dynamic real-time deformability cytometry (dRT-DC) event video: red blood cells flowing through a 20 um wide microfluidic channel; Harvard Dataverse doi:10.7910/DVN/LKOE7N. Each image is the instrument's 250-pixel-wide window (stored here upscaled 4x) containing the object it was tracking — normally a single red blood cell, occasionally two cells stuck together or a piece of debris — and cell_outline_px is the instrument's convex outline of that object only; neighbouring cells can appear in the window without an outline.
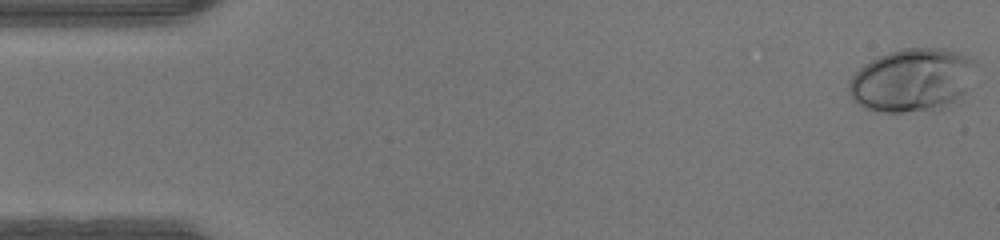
{"species": "human", "species_latin": "Homo sapiens", "temperature_condition": "warm", "stored_images_in_passage": 47, "camera_frame_rate_fps": 3000, "um_per_image_px": 0.085, "donor": {"sex": "male"}, "frame": {"image": 1, "passage_image": 1, "time_ms": 0.0, "image_size_px": [1000, 240], "cell_outline_px": [[976, 64], [964, 92], [960, 96], [940, 108], [904, 112], [884, 112], [868, 108], [852, 100], [848, 92], [848, 84], [852, 76], [864, 64], [888, 52], [904, 48], [944, 48], [960, 52], [972, 56]], "centroid_in_image_um": [77.51, 6.78], "position_along_channel_um": 7.5, "area_um2": 46.24}}
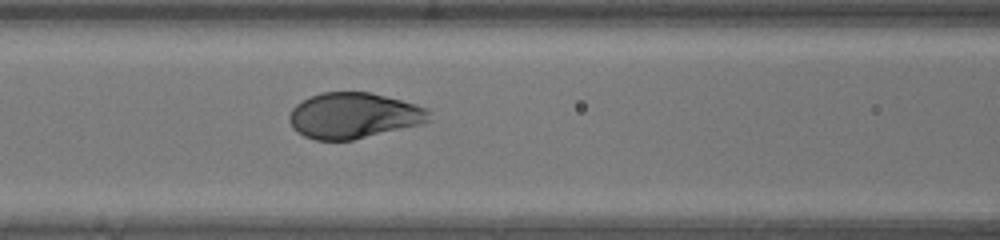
{"frame": {"image": 2, "passage_image": 20, "time_ms": 6.333, "image_size_px": [1000, 240], "cell_outline_px": [[428, 120], [420, 124], [352, 140], [316, 140], [304, 136], [296, 132], [292, 128], [288, 120], [288, 116], [292, 108], [300, 100], [308, 96], [320, 92], [368, 92], [416, 104], [428, 108]], "centroid_in_image_um": [29.97, 9.82], "position_along_channel_um": 136.6, "area_um2": 37.22}}
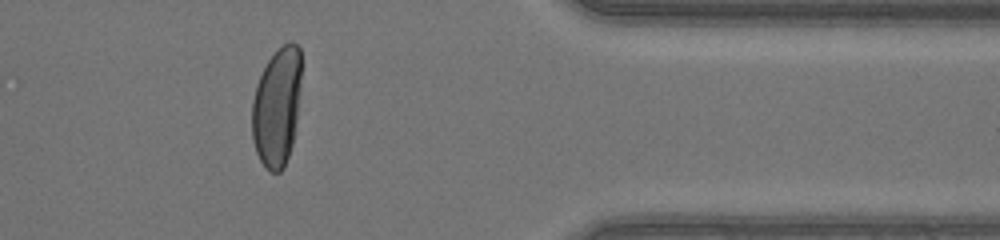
{"frame": {"image": 3, "passage_image": 39, "time_ms": 12.667, "image_size_px": [1000, 240], "cell_outline_px": [[300, 92], [296, 120], [292, 144], [284, 168], [280, 172], [268, 172], [264, 168], [256, 152], [252, 140], [252, 100], [256, 84], [268, 60], [284, 44], [292, 40], [300, 48]], "centroid_in_image_um": [23.52, 9.12], "position_along_channel_um": 387.9, "area_um2": 34.22}}